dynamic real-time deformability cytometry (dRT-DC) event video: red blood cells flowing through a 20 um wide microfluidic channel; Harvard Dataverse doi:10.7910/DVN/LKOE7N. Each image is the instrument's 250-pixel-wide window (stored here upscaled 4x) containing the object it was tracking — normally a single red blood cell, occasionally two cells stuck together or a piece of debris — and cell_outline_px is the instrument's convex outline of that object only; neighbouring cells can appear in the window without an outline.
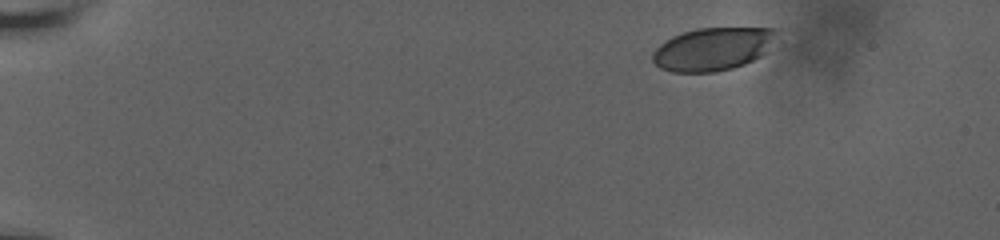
{"species": "human", "species_latin": "Homo sapiens", "temperature_condition": "room temperature", "stored_images_in_passage": 14, "camera_frame_rate_fps": 3000, "um_per_image_px": 0.085, "donor": {"sex": "male"}, "frame": {"image": 1, "passage_image": 1, "time_ms": 0.0, "image_size_px": [1000, 240], "cell_outline_px": [[772, 32], [768, 52], [744, 64], [732, 68], [716, 72], [672, 72], [660, 68], [652, 60], [652, 52], [660, 44], [672, 36], [696, 28], [772, 28]], "centroid_in_image_um": [60.5, 4.18], "position_along_channel_um": 24.5, "area_um2": 30.58}}